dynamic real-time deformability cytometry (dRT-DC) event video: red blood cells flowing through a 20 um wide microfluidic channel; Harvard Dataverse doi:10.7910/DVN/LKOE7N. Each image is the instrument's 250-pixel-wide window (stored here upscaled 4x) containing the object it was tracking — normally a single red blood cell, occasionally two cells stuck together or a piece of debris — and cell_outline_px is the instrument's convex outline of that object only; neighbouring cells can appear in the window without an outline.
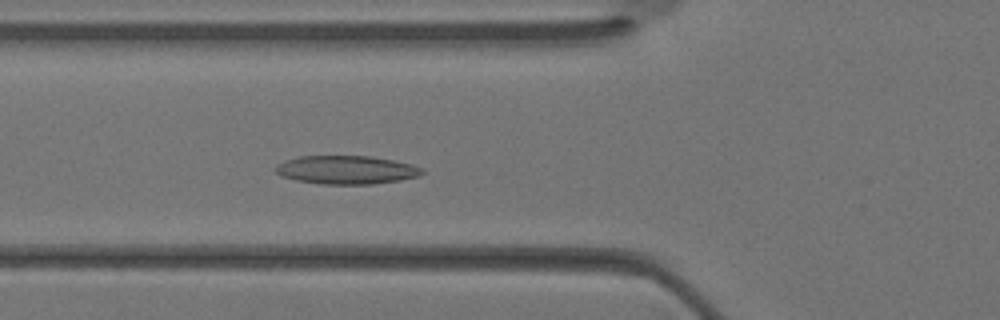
{"species": "Egyptian fruit bat (a non-hibernating species)", "species_latin": "Rousettus aegyptiacus", "temperature_condition": "warm", "stored_images_in_passage": 18, "camera_frame_rate_fps": 3000, "um_per_image_px": 0.085, "animal": {"sex": "female"}, "frame": {"image": 1, "passage_image": 4, "time_ms": 1.0, "image_size_px": [1000, 320], "cell_outline_px": [[424, 172], [420, 176], [400, 180], [372, 184], [320, 184], [296, 180], [280, 176], [276, 172], [276, 164], [284, 160], [296, 156], [372, 156], [412, 164], [424, 168]], "centroid_in_image_um": [29.44, 14.43], "position_along_channel_um": 96.4, "area_um2": 24.51}}
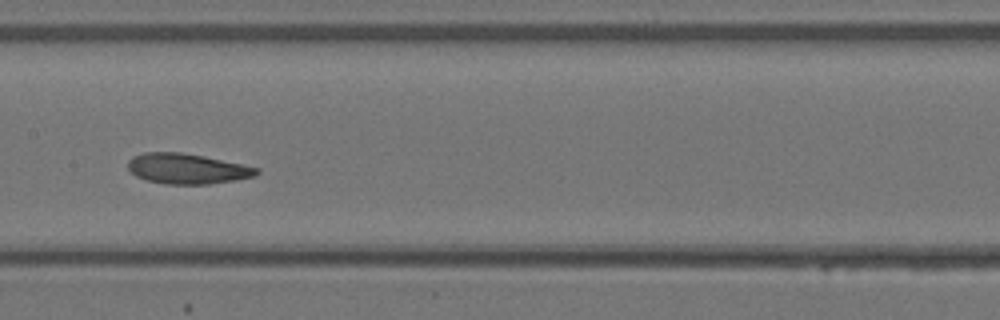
{"frame": {"image": 2, "passage_image": 9, "time_ms": 2.667, "image_size_px": [1000, 320], "cell_outline_px": [[260, 172], [256, 176], [236, 180], [208, 184], [164, 184], [148, 180], [136, 176], [128, 168], [128, 160], [132, 156], [144, 152], [180, 152], [204, 156], [260, 168]], "centroid_in_image_um": [15.92, 14.34], "position_along_channel_um": 191.5, "area_um2": 22.77}}
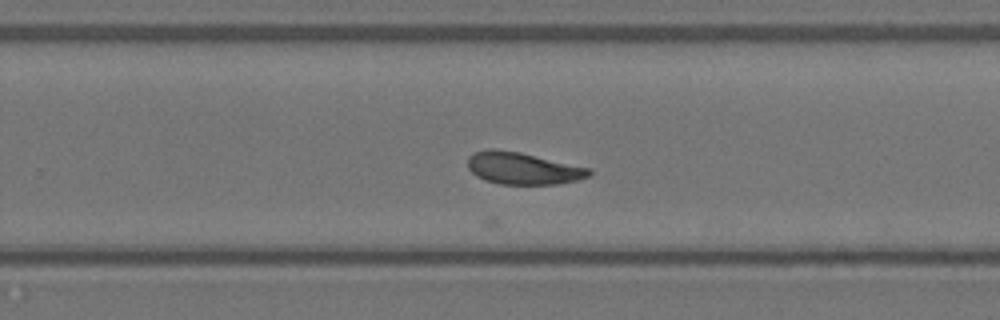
{"frame": {"image": 3, "passage_image": 14, "time_ms": 4.333, "image_size_px": [1000, 320], "cell_outline_px": [[592, 172], [588, 176], [576, 180], [556, 184], [500, 184], [484, 180], [476, 176], [468, 168], [468, 156], [472, 152], [488, 148], [492, 148], [520, 152], [592, 168]], "centroid_in_image_um": [44.42, 14.29], "position_along_channel_um": 285.4, "area_um2": 22.83}}